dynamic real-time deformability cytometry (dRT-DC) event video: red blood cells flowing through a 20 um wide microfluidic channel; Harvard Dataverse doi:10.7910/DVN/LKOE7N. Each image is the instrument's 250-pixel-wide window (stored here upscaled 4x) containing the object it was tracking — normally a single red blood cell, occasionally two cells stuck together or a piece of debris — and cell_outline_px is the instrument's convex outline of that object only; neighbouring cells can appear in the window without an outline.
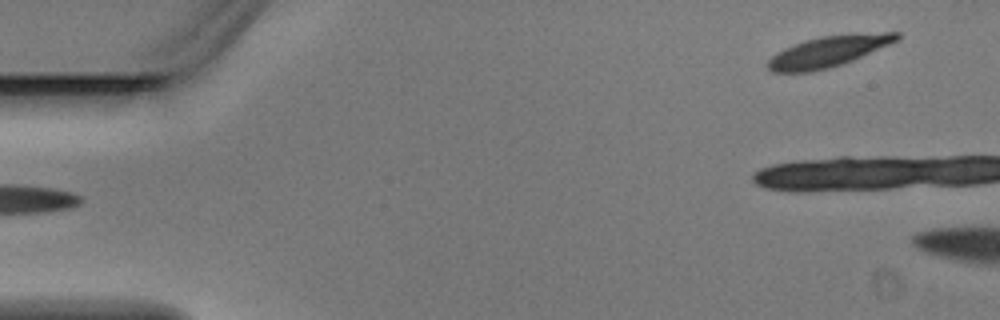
{"species": "Egyptian fruit bat (a non-hibernating species)", "species_latin": "Rousettus aegyptiacus", "temperature_condition": "warm", "stored_images_in_passage": 2, "camera_frame_rate_fps": 3000, "um_per_image_px": 0.085, "animal": {"sex": "male"}, "frame": {"image": 1, "passage_image": 1, "time_ms": 0.0, "image_size_px": [1000, 320], "cell_outline_px": [[900, 40], [852, 60], [828, 68], [812, 72], [772, 72], [768, 68], [768, 60], [776, 52], [784, 48], [804, 40], [820, 36], [852, 32], [900, 32]], "centroid_in_image_um": [70.45, 4.34], "position_along_channel_um": 14.5, "area_um2": 23.52}}